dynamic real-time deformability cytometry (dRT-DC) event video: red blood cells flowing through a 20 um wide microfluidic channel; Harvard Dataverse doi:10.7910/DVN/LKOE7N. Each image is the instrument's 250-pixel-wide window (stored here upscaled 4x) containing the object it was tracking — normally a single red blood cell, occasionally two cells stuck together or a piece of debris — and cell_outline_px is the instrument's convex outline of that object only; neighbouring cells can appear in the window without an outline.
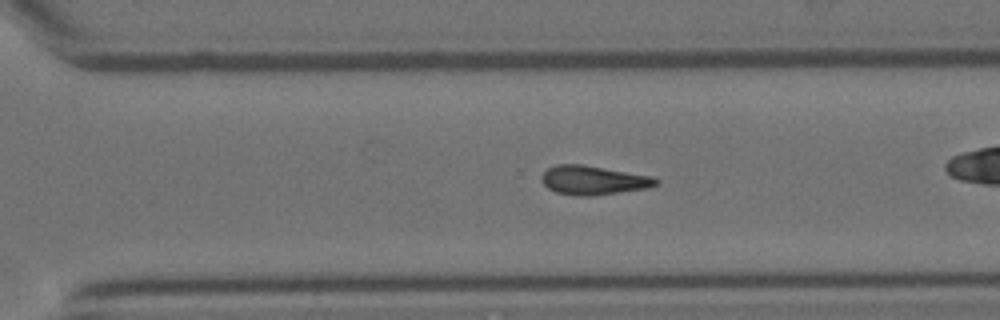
{"species": "Egyptian fruit bat (a non-hibernating species)", "species_latin": "Rousettus aegyptiacus", "temperature_condition": "room temperature", "stored_images_in_passage": 43, "camera_frame_rate_fps": 3000, "um_per_image_px": 0.085, "animal": {"sex": "female"}, "frame": {"image": 1, "passage_image": 25, "time_ms": 8.0, "image_size_px": [1000, 320], "cell_outline_px": [[660, 180], [656, 184], [648, 188], [592, 196], [576, 196], [556, 192], [548, 188], [540, 180], [540, 176], [548, 168], [556, 164], [584, 164], [652, 176]], "centroid_in_image_um": [50.41, 15.31], "position_along_channel_um": 320.2, "area_um2": 19.48}}